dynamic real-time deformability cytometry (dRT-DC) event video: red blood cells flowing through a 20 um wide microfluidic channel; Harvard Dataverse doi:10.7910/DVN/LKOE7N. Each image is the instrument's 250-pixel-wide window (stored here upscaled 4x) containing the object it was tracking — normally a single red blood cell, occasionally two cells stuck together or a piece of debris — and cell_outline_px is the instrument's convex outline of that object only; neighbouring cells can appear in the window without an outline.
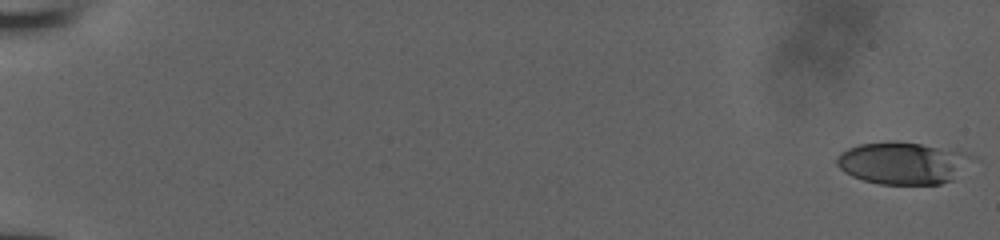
{"species": "human", "species_latin": "Homo sapiens", "temperature_condition": "room temperature", "stored_images_in_passage": 53, "camera_frame_rate_fps": 3000, "um_per_image_px": 0.085, "donor": {"sex": "male"}, "frame": {"image": 1, "passage_image": 1, "time_ms": 0.0, "image_size_px": [1000, 240], "cell_outline_px": [[980, 160], [952, 180], [940, 184], [880, 184], [864, 180], [852, 176], [844, 172], [836, 164], [836, 156], [840, 152], [848, 148], [860, 144], [888, 140], [896, 140], [920, 144], [964, 152], [976, 156]], "centroid_in_image_um": [76.81, 13.85], "position_along_channel_um": 8.2, "area_um2": 33.99}}
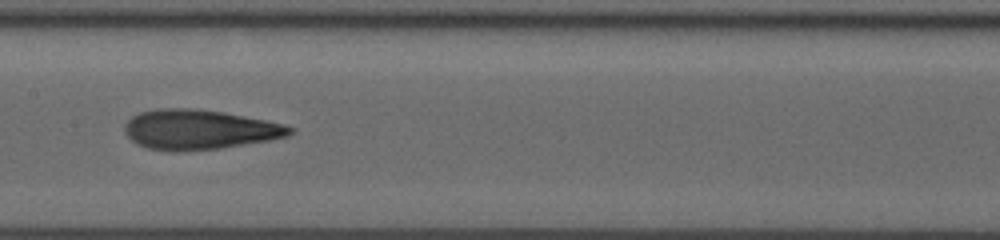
{"frame": {"image": 2, "passage_image": 30, "time_ms": 9.667, "image_size_px": [1000, 240], "cell_outline_px": [[292, 132], [288, 136], [268, 140], [220, 148], [148, 148], [136, 144], [124, 132], [124, 124], [132, 116], [140, 112], [156, 108], [196, 108], [224, 112], [284, 124], [292, 128]], "centroid_in_image_um": [16.92, 10.96], "position_along_channel_um": 190.5, "area_um2": 37.22}}
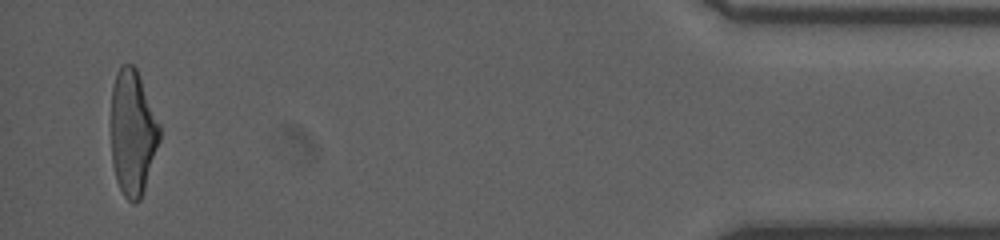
{"frame": {"image": 3, "passage_image": 52, "time_ms": 17.0, "image_size_px": [1000, 240], "cell_outline_px": [[160, 140], [140, 200], [136, 204], [132, 204], [124, 196], [116, 180], [112, 164], [112, 88], [116, 76], [120, 68], [124, 64], [132, 64], [136, 68], [140, 76], [160, 124]], "centroid_in_image_um": [11.29, 11.3], "position_along_channel_um": 423.9, "area_um2": 35.2}}